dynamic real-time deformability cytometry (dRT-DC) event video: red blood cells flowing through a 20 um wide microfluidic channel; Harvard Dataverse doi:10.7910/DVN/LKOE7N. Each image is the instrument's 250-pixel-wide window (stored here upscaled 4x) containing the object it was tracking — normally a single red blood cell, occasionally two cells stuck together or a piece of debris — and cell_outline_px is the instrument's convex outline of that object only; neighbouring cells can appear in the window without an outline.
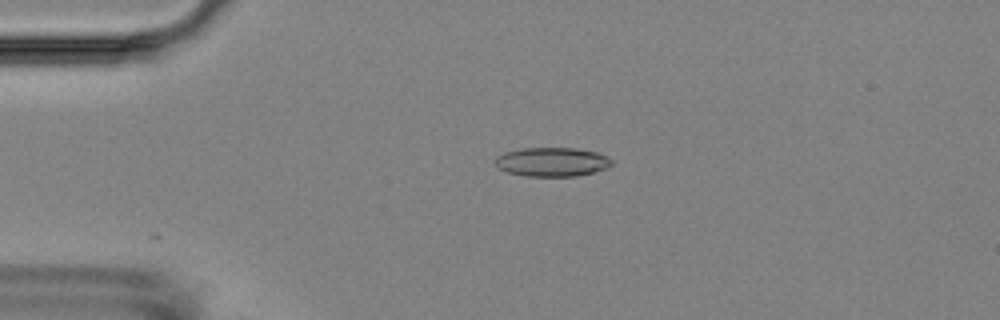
{"species": "Egyptian fruit bat (a non-hibernating species)", "species_latin": "Rousettus aegyptiacus", "temperature_condition": "room temperature", "stored_images_in_passage": 19, "camera_frame_rate_fps": 3000, "um_per_image_px": 0.085, "animal": {"sex": "female"}, "frame": {"image": 1, "passage_image": 1, "time_ms": 0.0, "image_size_px": [1000, 320], "cell_outline_px": [[612, 164], [604, 168], [592, 172], [576, 176], [524, 176], [508, 172], [500, 168], [492, 160], [496, 156], [504, 152], [524, 148], [576, 148], [596, 152], [612, 160]], "centroid_in_image_um": [46.86, 13.76], "position_along_channel_um": 38.1, "area_um2": 19.54}}
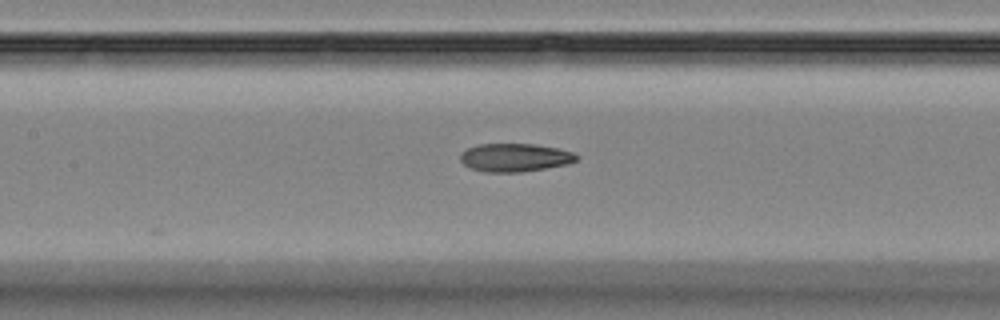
{"frame": {"image": 2, "passage_image": 14, "time_ms": 4.333, "image_size_px": [1000, 320], "cell_outline_px": [[580, 156], [576, 160], [568, 164], [520, 172], [484, 172], [472, 168], [464, 164], [460, 160], [460, 152], [468, 148], [480, 144], [532, 144], [560, 148], [572, 152]], "centroid_in_image_um": [43.77, 13.38], "position_along_channel_um": 163.6, "area_um2": 19.07}}
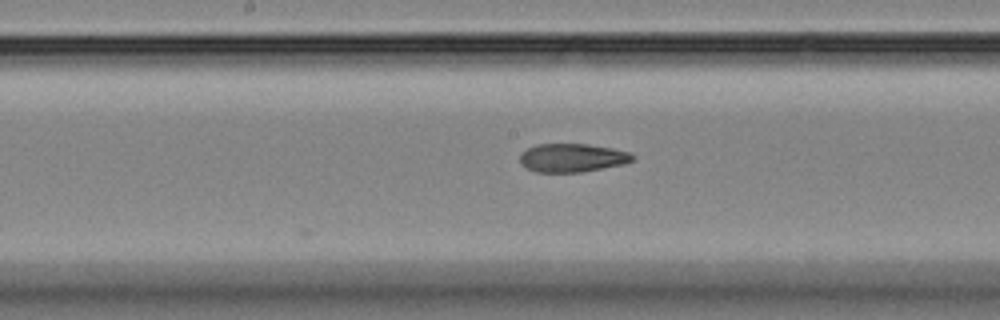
{"frame": {"image": 3, "passage_image": 17, "time_ms": 5.333, "image_size_px": [1000, 320], "cell_outline_px": [[636, 156], [632, 160], [624, 164], [580, 172], [536, 172], [520, 164], [520, 152], [536, 144], [588, 144], [612, 148], [628, 152]], "centroid_in_image_um": [48.62, 13.41], "position_along_channel_um": 199.6, "area_um2": 18.67}}